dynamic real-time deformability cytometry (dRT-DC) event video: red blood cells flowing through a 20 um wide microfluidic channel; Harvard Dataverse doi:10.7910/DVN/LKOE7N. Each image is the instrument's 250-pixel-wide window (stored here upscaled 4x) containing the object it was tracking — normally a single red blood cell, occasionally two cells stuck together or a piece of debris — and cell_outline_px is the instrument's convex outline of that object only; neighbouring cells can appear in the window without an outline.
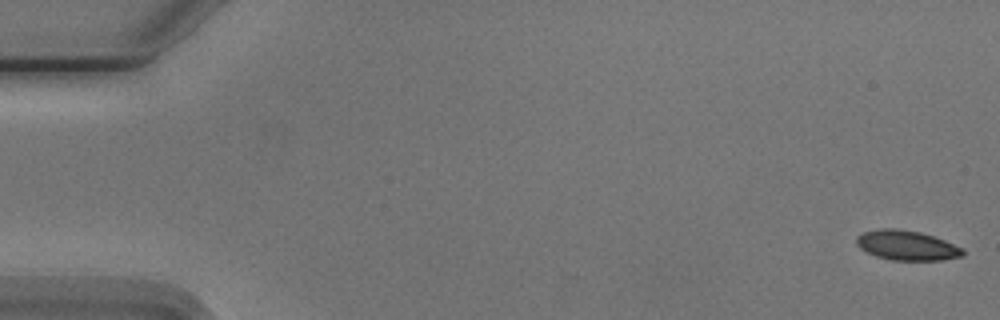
{"species": "Egyptian fruit bat (a non-hibernating species)", "species_latin": "Rousettus aegyptiacus", "temperature_condition": "cold", "stored_images_in_passage": 6, "camera_frame_rate_fps": 3000, "um_per_image_px": 0.085, "animal": {"sex": "male"}, "frame": {"image": 1, "passage_image": 1, "time_ms": 0.0, "image_size_px": [1000, 320], "cell_outline_px": [[964, 256], [940, 260], [892, 260], [876, 256], [860, 248], [856, 244], [856, 236], [864, 232], [880, 228], [896, 228], [920, 232], [944, 240], [964, 248]], "centroid_in_image_um": [77.08, 20.85], "position_along_channel_um": 7.9, "area_um2": 18.44}}
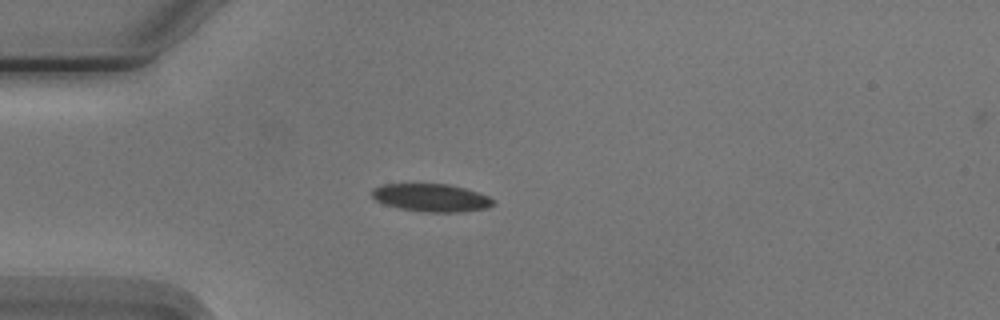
{"frame": {"image": 2, "passage_image": 5, "time_ms": 4.667, "image_size_px": [1000, 320], "cell_outline_px": [[492, 204], [488, 208], [464, 212], [428, 212], [400, 208], [384, 204], [376, 200], [372, 196], [372, 188], [384, 184], [448, 184], [464, 188], [488, 196], [492, 200]], "centroid_in_image_um": [36.64, 16.81], "position_along_channel_um": 48.4, "area_um2": 19.48}}